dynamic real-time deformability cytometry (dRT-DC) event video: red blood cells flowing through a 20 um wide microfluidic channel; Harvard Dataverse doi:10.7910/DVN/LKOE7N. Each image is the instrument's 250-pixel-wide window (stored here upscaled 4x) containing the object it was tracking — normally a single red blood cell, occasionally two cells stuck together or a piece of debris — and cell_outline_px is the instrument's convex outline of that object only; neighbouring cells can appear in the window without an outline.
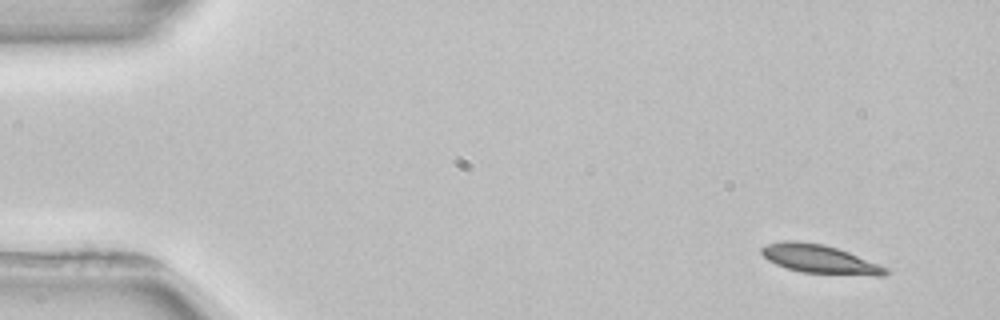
{"species": "common noctule bat (a hibernating species)", "species_latin": "Nyctalus noctula", "temperature_condition": "room temperature", "stored_images_in_passage": 4, "camera_frame_rate_fps": 3000, "um_per_image_px": 0.085, "animal": {"sex": "female", "body_mass_g": 22.7, "forearm_length_mm": 54.2}, "frame": {"image": 1, "passage_image": 1, "time_ms": 0.0, "image_size_px": [1000, 320], "cell_outline_px": [[888, 272], [884, 276], [872, 276], [800, 272], [776, 264], [768, 260], [760, 252], [760, 248], [768, 244], [784, 240], [796, 240], [824, 244], [848, 252], [888, 268]], "centroid_in_image_um": [69.66, 22.02], "position_along_channel_um": 15.3, "area_um2": 20.69}}
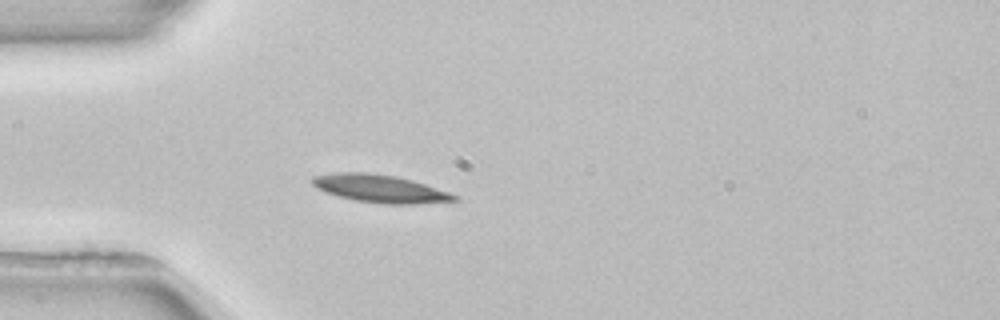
{"frame": {"image": 2, "passage_image": 4, "time_ms": 3.667, "image_size_px": [1000, 320], "cell_outline_px": [[460, 200], [416, 204], [384, 204], [356, 200], [340, 196], [316, 188], [312, 184], [312, 176], [336, 172], [368, 172], [396, 176], [412, 180], [460, 196]], "centroid_in_image_um": [32.32, 16.03], "position_along_channel_um": 52.7, "area_um2": 22.89}}